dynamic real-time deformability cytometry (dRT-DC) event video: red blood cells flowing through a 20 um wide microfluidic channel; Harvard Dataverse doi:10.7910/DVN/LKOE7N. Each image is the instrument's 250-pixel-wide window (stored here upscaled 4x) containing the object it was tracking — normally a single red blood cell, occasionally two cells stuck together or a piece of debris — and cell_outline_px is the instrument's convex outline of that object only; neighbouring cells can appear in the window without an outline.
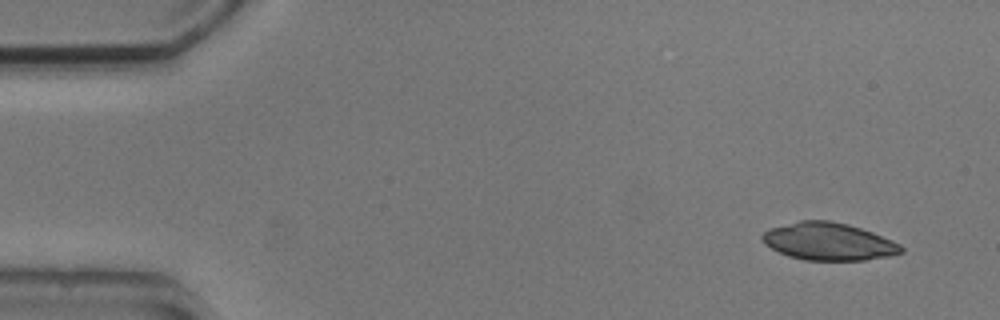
{"species": "common noctule bat (a hibernating species)", "species_latin": "Nyctalus noctula", "temperature_condition": "cold", "stored_images_in_passage": 4, "camera_frame_rate_fps": 3000, "um_per_image_px": 0.085, "animal": {"sex": "male", "body_mass_g": 20.5, "forearm_length_mm": 52.5}, "frame": {"image": 1, "passage_image": 1, "time_ms": 0.0, "image_size_px": [1000, 320], "cell_outline_px": [[904, 252], [888, 256], [864, 260], [804, 260], [788, 256], [764, 244], [760, 236], [768, 228], [800, 220], [828, 220], [848, 224], [872, 232], [892, 240], [900, 244], [904, 248]], "centroid_in_image_um": [70.41, 20.52], "position_along_channel_um": 14.6, "area_um2": 30.4}}